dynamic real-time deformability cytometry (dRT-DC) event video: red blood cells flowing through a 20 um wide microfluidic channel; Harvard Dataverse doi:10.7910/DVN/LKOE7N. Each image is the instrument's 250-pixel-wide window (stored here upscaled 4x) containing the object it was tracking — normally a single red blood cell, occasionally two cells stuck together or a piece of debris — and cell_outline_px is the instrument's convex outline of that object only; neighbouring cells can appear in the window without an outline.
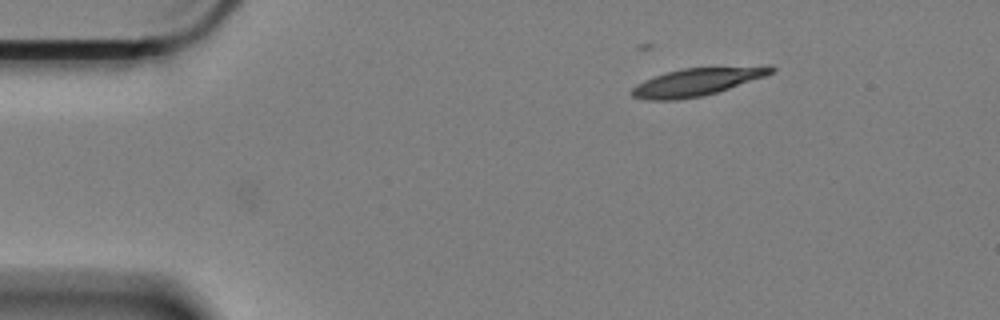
{"species": "Egyptian fruit bat (a non-hibernating species)", "species_latin": "Rousettus aegyptiacus", "temperature_condition": "cold", "stored_images_in_passage": 9, "camera_frame_rate_fps": 3000, "um_per_image_px": 0.085, "animal": {"sex": "female"}, "frame": {"image": 1, "passage_image": 9, "time_ms": 2.667, "image_size_px": [1000, 320], "cell_outline_px": [[776, 68], [772, 72], [764, 76], [704, 96], [676, 100], [644, 100], [632, 96], [628, 92], [636, 84], [644, 80], [668, 72], [684, 68], [768, 64], [772, 64]], "centroid_in_image_um": [59.26, 6.94], "position_along_channel_um": 25.7, "area_um2": 22.83}}